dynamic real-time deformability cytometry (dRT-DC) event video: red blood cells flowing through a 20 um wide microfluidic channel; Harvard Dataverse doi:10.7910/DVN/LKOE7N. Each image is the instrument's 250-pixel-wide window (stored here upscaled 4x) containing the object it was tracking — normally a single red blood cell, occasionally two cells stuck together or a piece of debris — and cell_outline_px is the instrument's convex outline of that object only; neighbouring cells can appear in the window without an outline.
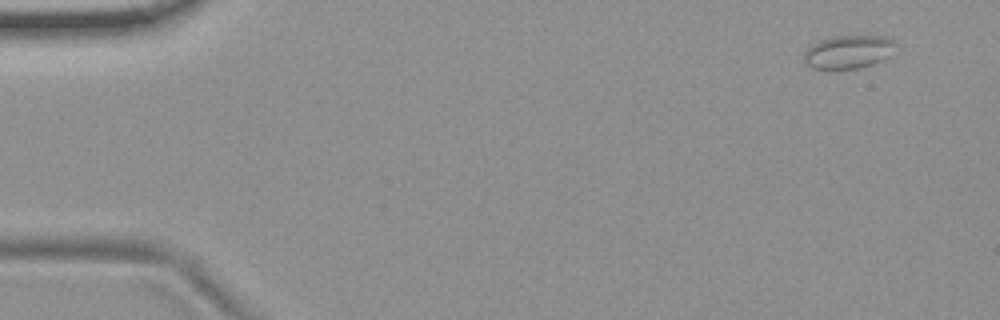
{"species": "common noctule bat (a hibernating species)", "species_latin": "Nyctalus noctula", "temperature_condition": "room temperature", "stored_images_in_passage": 55, "camera_frame_rate_fps": 3000, "um_per_image_px": 0.085, "animal": {"sex": "female", "body_mass_g": 19.9}, "frame": {"image": 1, "passage_image": 4, "time_ms": 1.0, "image_size_px": [1000, 320], "cell_outline_px": [[896, 44], [892, 56], [884, 60], [872, 64], [856, 68], [812, 68], [804, 64], [804, 52], [812, 44], [820, 40], [832, 36], [884, 36], [896, 40]], "centroid_in_image_um": [72.15, 4.4], "position_along_channel_um": 12.8, "area_um2": 17.92}}
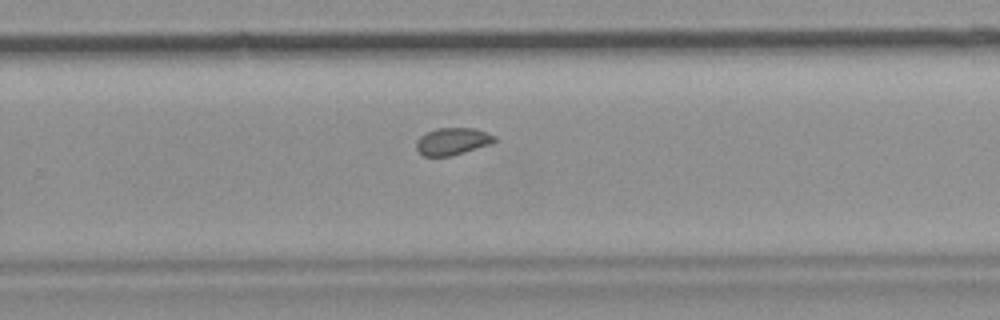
{"frame": {"image": 2, "passage_image": 36, "time_ms": 11.667, "image_size_px": [1000, 320], "cell_outline_px": [[496, 140], [492, 144], [452, 156], [424, 156], [416, 148], [416, 140], [420, 136], [436, 128], [476, 128], [496, 136]], "centroid_in_image_um": [38.49, 12.01], "position_along_channel_um": 291.3, "area_um2": 12.48}}
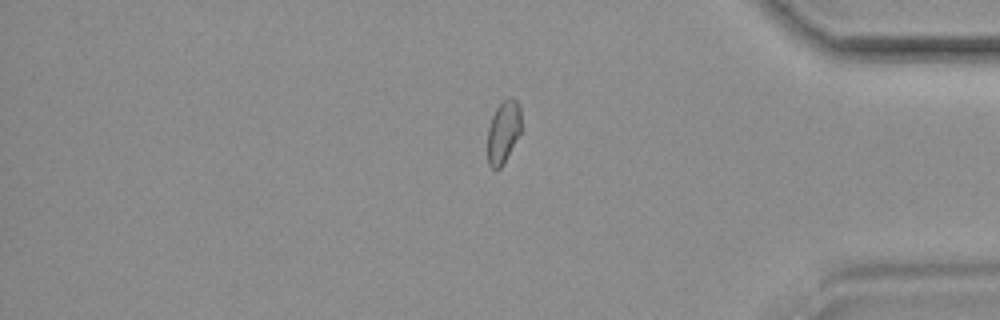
{"frame": {"image": 3, "passage_image": 46, "time_ms": 15.0, "image_size_px": [1000, 320], "cell_outline_px": [[520, 132], [500, 168], [492, 168], [488, 164], [488, 128], [492, 116], [496, 108], [508, 96], [516, 100], [520, 104]], "centroid_in_image_um": [42.77, 11.16], "position_along_channel_um": 392.4, "area_um2": 11.96}}